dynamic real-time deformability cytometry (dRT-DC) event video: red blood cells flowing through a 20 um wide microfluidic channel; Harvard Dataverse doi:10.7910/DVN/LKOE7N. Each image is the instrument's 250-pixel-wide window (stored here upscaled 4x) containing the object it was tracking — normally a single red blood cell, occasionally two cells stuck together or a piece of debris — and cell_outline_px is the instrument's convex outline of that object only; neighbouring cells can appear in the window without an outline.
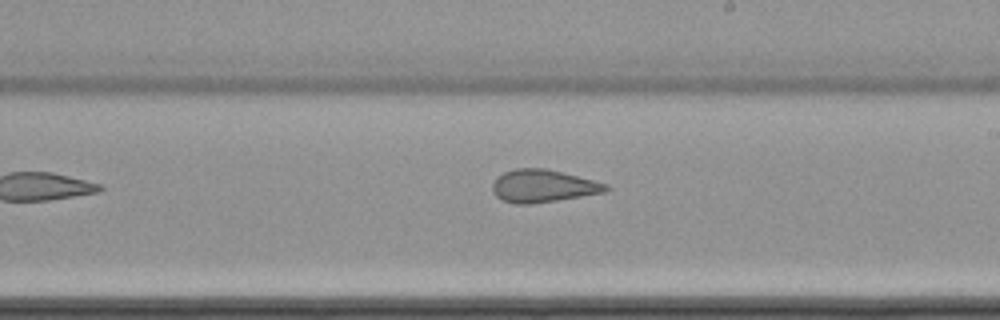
{"species": "common noctule bat (a hibernating species)", "species_latin": "Nyctalus noctula", "temperature_condition": "cold", "stored_images_in_passage": 8, "camera_frame_rate_fps": 3000, "um_per_image_px": 0.085, "animal": {"sex": "female", "body_mass_g": 22.7, "forearm_length_mm": 54.2}, "frame": {"image": 1, "passage_image": 6, "time_ms": 6.333, "image_size_px": [1000, 320], "cell_outline_px": [[612, 188], [604, 192], [532, 204], [512, 204], [500, 200], [492, 192], [492, 184], [496, 176], [504, 172], [516, 168], [544, 168], [608, 184]], "centroid_in_image_um": [46.09, 15.82], "position_along_channel_um": 242.9, "area_um2": 21.56}}
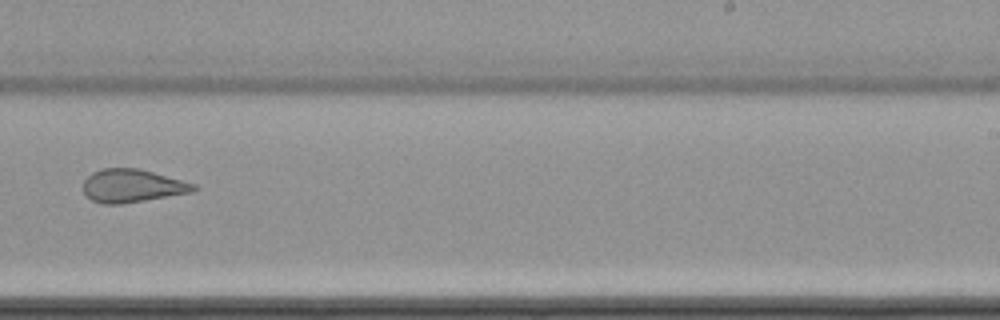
{"frame": {"image": 2, "passage_image": 7, "time_ms": 7.333, "image_size_px": [1000, 320], "cell_outline_px": [[200, 188], [192, 192], [120, 204], [104, 204], [92, 200], [84, 192], [84, 180], [92, 172], [100, 168], [140, 168], [196, 184]], "centroid_in_image_um": [11.25, 15.78], "position_along_channel_um": 277.7, "area_um2": 21.27}}